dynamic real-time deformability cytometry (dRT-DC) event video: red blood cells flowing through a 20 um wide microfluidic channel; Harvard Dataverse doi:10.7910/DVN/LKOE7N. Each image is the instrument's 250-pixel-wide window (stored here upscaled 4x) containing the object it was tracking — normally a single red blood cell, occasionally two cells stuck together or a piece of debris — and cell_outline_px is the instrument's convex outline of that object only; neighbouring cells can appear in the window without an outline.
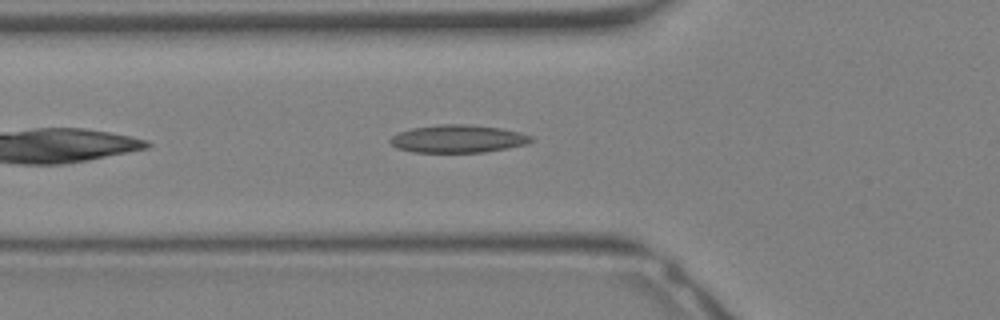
{"species": "Egyptian fruit bat (a non-hibernating species)", "species_latin": "Rousettus aegyptiacus", "temperature_condition": "warm", "stored_images_in_passage": 24, "camera_frame_rate_fps": 3000, "um_per_image_px": 0.085, "animal": {"sex": "female"}, "frame": {"image": 1, "passage_image": 3, "time_ms": 0.667, "image_size_px": [1000, 320], "cell_outline_px": [[536, 140], [528, 144], [508, 148], [484, 152], [412, 152], [396, 148], [388, 140], [396, 132], [412, 128], [440, 124], [464, 124], [500, 128], [520, 132], [532, 136]], "centroid_in_image_um": [38.93, 11.8], "position_along_channel_um": 86.9, "area_um2": 23.0}}
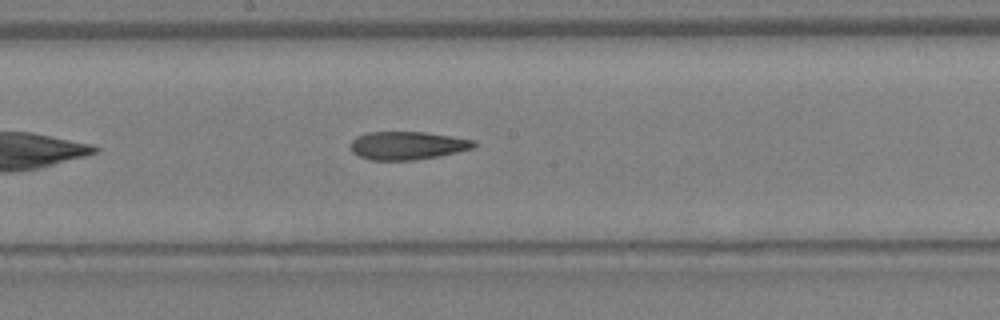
{"frame": {"image": 2, "passage_image": 9, "time_ms": 2.667, "image_size_px": [1000, 320], "cell_outline_px": [[476, 144], [472, 148], [456, 152], [436, 156], [412, 160], [368, 160], [352, 152], [352, 140], [356, 136], [368, 132], [424, 132], [452, 136], [476, 140]], "centroid_in_image_um": [34.62, 12.36], "position_along_channel_um": 213.6, "area_um2": 20.06}}
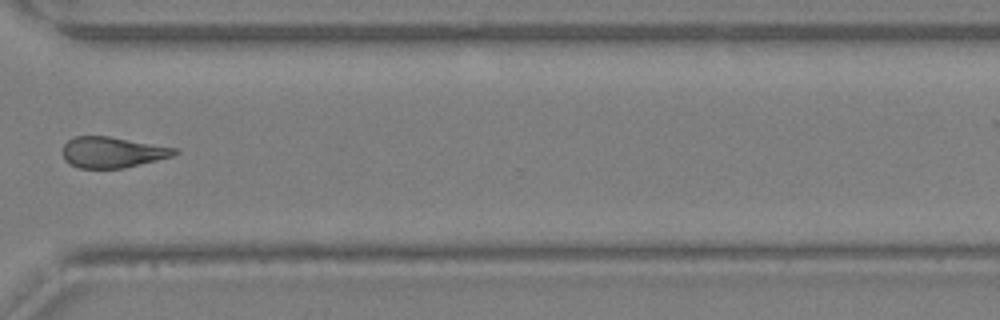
{"frame": {"image": 3, "passage_image": 16, "time_ms": 5.0, "image_size_px": [1000, 320], "cell_outline_px": [[180, 152], [172, 156], [124, 168], [80, 168], [68, 164], [64, 160], [64, 144], [68, 140], [76, 136], [108, 136], [176, 148]], "centroid_in_image_um": [9.54, 12.95], "position_along_channel_um": 361.1, "area_um2": 19.94}}